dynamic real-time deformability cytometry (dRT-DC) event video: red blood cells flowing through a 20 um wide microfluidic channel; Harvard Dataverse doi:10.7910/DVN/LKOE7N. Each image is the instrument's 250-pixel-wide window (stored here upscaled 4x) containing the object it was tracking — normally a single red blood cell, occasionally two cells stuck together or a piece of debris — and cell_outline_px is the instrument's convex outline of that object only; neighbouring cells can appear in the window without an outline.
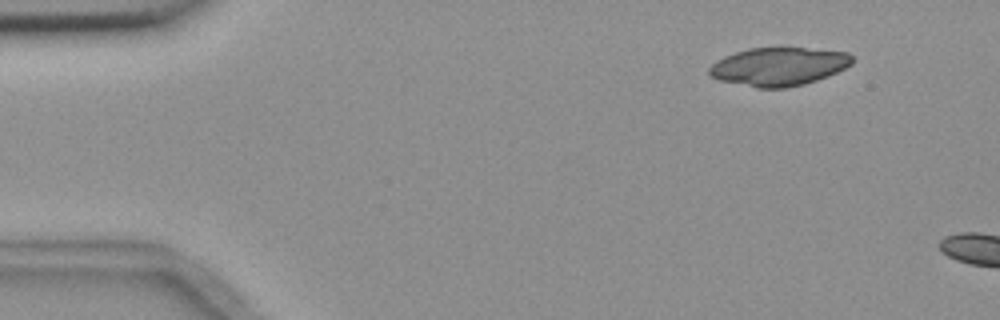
{"species": "common noctule bat (a hibernating species)", "species_latin": "Nyctalus noctula", "temperature_condition": "room temperature", "stored_images_in_passage": 4, "camera_frame_rate_fps": 3000, "um_per_image_px": 0.085, "animal": {"sex": "female", "body_mass_g": 18.4}, "frame": {"image": 1, "passage_image": 1, "time_ms": 0.0, "image_size_px": [1000, 320], "cell_outline_px": [[852, 64], [828, 76], [804, 84], [788, 88], [756, 88], [720, 80], [712, 76], [708, 72], [708, 68], [716, 60], [724, 56], [748, 48], [804, 48], [848, 52], [852, 56]], "centroid_in_image_um": [66.17, 5.66], "position_along_channel_um": 18.8, "area_um2": 31.85}}